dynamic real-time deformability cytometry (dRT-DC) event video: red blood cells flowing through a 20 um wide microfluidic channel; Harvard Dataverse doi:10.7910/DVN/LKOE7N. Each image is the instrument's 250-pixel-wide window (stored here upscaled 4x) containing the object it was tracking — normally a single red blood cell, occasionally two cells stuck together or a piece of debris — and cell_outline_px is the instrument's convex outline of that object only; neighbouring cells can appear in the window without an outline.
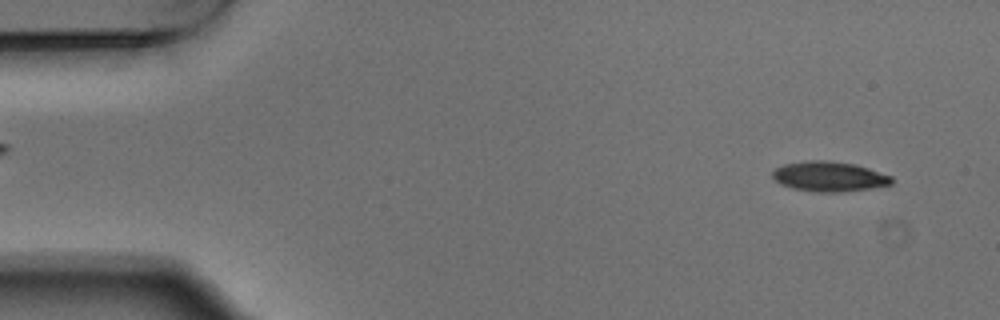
{"species": "Egyptian fruit bat (a non-hibernating species)", "species_latin": "Rousettus aegyptiacus", "temperature_condition": "warm", "stored_images_in_passage": 3, "camera_frame_rate_fps": 3000, "um_per_image_px": 0.085, "animal": {"sex": "male"}, "frame": {"image": 1, "passage_image": 1, "time_ms": 0.0, "image_size_px": [1000, 320], "cell_outline_px": [[892, 184], [868, 188], [840, 192], [812, 192], [792, 188], [780, 184], [772, 176], [772, 172], [776, 168], [784, 164], [808, 160], [824, 160], [856, 164], [892, 176]], "centroid_in_image_um": [70.45, 15.0], "position_along_channel_um": 14.5, "area_um2": 20.75}}